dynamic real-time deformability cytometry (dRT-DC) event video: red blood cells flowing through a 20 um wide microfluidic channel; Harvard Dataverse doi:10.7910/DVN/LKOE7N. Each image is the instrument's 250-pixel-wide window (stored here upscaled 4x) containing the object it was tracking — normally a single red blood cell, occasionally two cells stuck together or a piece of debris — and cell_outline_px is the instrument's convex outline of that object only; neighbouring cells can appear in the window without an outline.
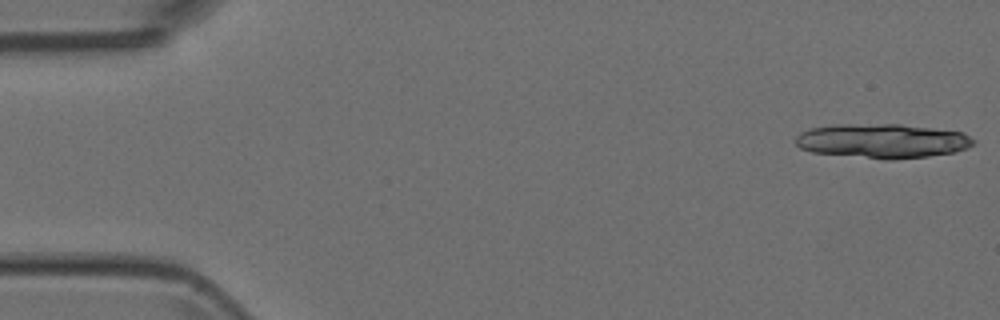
{"species": "Egyptian fruit bat (a non-hibernating species)", "species_latin": "Rousettus aegyptiacus", "temperature_condition": "room temperature", "stored_images_in_passage": 4, "camera_frame_rate_fps": 3000, "um_per_image_px": 0.085, "animal": {"sex": "female"}, "frame": {"image": 1, "passage_image": 1, "time_ms": 0.0, "image_size_px": [1000, 320], "cell_outline_px": [[976, 140], [968, 148], [952, 152], [928, 156], [892, 160], [884, 160], [812, 152], [800, 148], [792, 140], [800, 132], [808, 128], [832, 124], [900, 124], [964, 132]], "centroid_in_image_um": [74.94, 11.97], "position_along_channel_um": 10.1, "area_um2": 36.07}}